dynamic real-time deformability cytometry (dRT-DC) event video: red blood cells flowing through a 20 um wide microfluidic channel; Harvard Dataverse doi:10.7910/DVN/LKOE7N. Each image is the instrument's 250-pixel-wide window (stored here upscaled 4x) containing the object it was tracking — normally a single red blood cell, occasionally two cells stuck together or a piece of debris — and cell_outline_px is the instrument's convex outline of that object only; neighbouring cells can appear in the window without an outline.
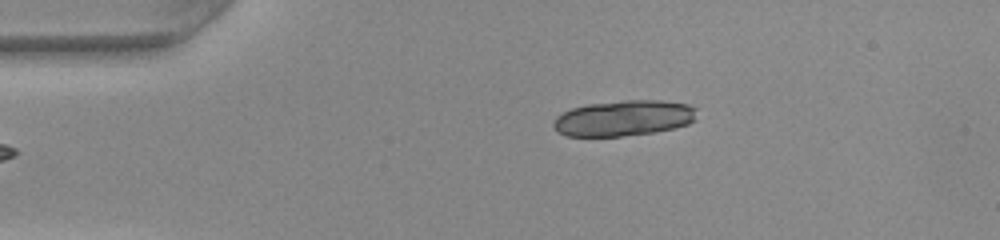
{"species": "common noctule bat (a hibernating species)", "species_latin": "Nyctalus noctula", "temperature_condition": "warm", "stored_images_in_passage": 41, "segment_of_instrument_passage": [1, 2], "camera_frame_rate_fps": 3000, "um_per_image_px": 0.085, "animal": {"sex": "female", "body_mass_g": 22.0, "forearm_length_mm": 56.7}, "frame": {"image": 1, "passage_image": 1, "time_ms": 0.0, "image_size_px": [1000, 240], "cell_outline_px": [[696, 120], [688, 124], [676, 128], [656, 132], [620, 136], [568, 136], [556, 132], [552, 124], [556, 116], [572, 108], [588, 104], [624, 100], [660, 100], [688, 104], [696, 108]], "centroid_in_image_um": [53.03, 10.04], "position_along_channel_um": 32.0, "area_um2": 30.06}}